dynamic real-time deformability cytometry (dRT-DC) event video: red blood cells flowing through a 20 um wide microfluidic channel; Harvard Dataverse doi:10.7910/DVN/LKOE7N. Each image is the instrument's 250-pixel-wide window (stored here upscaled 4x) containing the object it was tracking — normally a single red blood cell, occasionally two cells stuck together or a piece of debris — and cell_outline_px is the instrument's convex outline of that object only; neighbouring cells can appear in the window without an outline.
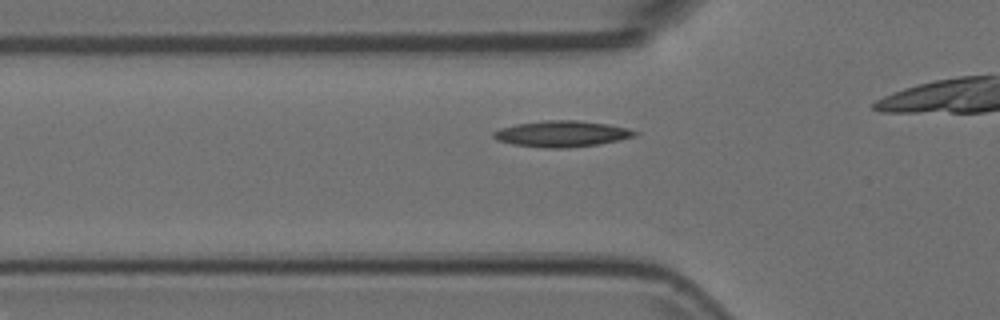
{"species": "Egyptian fruit bat (a non-hibernating species)", "species_latin": "Rousettus aegyptiacus", "temperature_condition": "room temperature", "stored_images_in_passage": 17, "camera_frame_rate_fps": 3000, "um_per_image_px": 0.085, "animal": {"sex": "female"}, "frame": {"image": 1, "passage_image": 8, "time_ms": 2.333, "image_size_px": [1000, 320], "cell_outline_px": [[640, 132], [636, 136], [620, 140], [596, 144], [564, 148], [544, 148], [512, 144], [496, 140], [492, 136], [492, 132], [500, 128], [516, 124], [544, 120], [576, 120], [608, 124], [628, 128]], "centroid_in_image_um": [47.74, 11.37], "position_along_channel_um": 78.1, "area_um2": 21.56}}
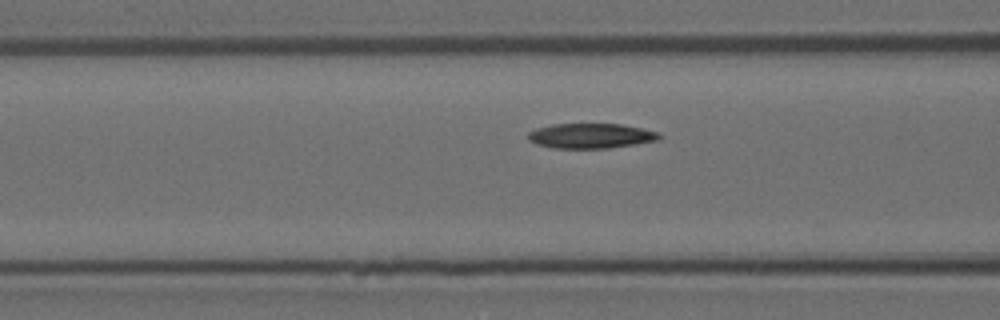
{"frame": {"image": 2, "passage_image": 11, "time_ms": 3.333, "image_size_px": [1000, 320], "cell_outline_px": [[664, 136], [656, 140], [636, 144], [608, 148], [552, 148], [536, 144], [528, 140], [528, 132], [536, 128], [552, 124], [620, 124], [660, 132]], "centroid_in_image_um": [50.21, 11.55], "position_along_channel_um": 116.4, "area_um2": 19.13}}
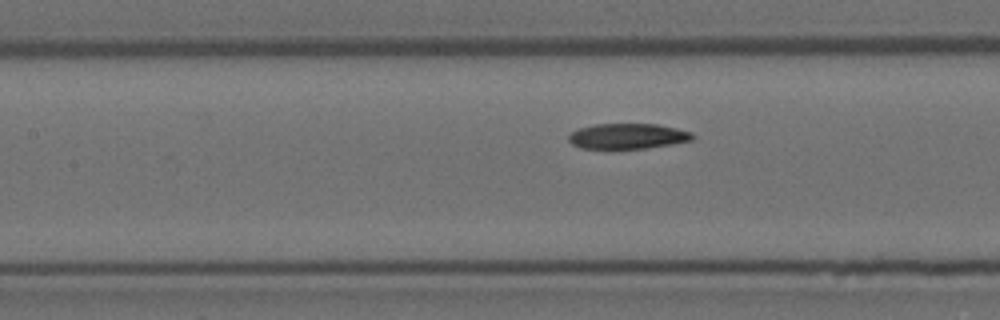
{"frame": {"image": 3, "passage_image": 14, "time_ms": 4.333, "image_size_px": [1000, 320], "cell_outline_px": [[696, 136], [692, 140], [672, 144], [644, 148], [580, 148], [572, 144], [568, 140], [568, 136], [572, 132], [580, 128], [596, 124], [656, 124], [676, 128], [692, 132]], "centroid_in_image_um": [53.37, 11.57], "position_along_channel_um": 154.0, "area_um2": 18.21}}